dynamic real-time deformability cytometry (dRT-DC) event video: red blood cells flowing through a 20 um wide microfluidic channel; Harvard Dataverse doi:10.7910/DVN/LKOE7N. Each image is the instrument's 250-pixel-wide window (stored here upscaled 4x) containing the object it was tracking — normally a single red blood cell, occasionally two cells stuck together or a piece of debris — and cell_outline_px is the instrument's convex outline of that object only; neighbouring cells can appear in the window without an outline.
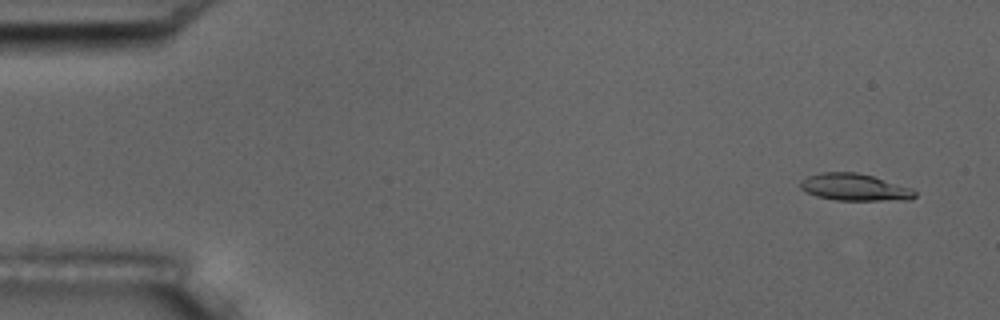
{"species": "common noctule bat (a hibernating species)", "species_latin": "Nyctalus noctula", "temperature_condition": "room temperature", "stored_images_in_passage": 4, "camera_frame_rate_fps": 3000, "um_per_image_px": 0.085, "animal": {"sex": "male", "body_mass_g": 17.5, "forearm_length_mm": 52.3}, "frame": {"image": 1, "passage_image": 1, "time_ms": 0.0, "image_size_px": [1000, 320], "cell_outline_px": [[916, 196], [908, 200], [836, 200], [816, 196], [800, 188], [800, 180], [808, 176], [820, 172], [856, 172], [872, 176], [912, 188], [916, 192]], "centroid_in_image_um": [72.63, 15.91], "position_along_channel_um": 12.4, "area_um2": 17.98}}
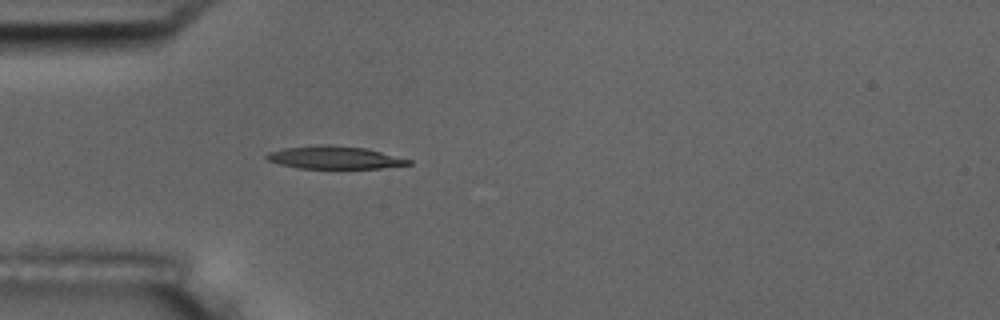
{"frame": {"image": 2, "passage_image": 4, "time_ms": 4.333, "image_size_px": [1000, 320], "cell_outline_px": [[412, 164], [380, 168], [300, 168], [280, 164], [268, 160], [264, 156], [268, 152], [284, 148], [320, 144], [332, 144], [364, 148], [412, 160]], "centroid_in_image_um": [28.41, 13.38], "position_along_channel_um": 56.6, "area_um2": 18.67}}